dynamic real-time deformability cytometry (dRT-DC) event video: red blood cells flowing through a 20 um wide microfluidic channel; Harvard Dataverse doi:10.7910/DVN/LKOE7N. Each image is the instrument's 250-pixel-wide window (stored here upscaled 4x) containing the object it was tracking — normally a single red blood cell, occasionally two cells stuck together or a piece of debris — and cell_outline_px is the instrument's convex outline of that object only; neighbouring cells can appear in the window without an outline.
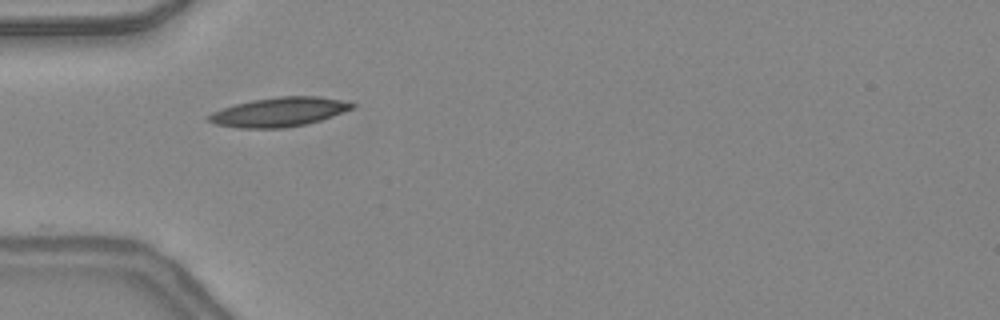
{"species": "common noctule bat (a hibernating species)", "species_latin": "Nyctalus noctula", "temperature_condition": "warm", "stored_images_in_passage": 33, "camera_frame_rate_fps": 3000, "um_per_image_px": 0.085, "animal": {"sex": "female", "body_mass_g": 24.6, "forearm_length_mm": 56.2}, "frame": {"image": 1, "passage_image": 1, "time_ms": 0.0, "image_size_px": [1000, 320], "cell_outline_px": [[356, 108], [308, 124], [284, 128], [236, 128], [216, 124], [208, 120], [208, 116], [212, 112], [220, 108], [252, 100], [280, 96], [316, 96], [340, 100], [356, 104]], "centroid_in_image_um": [23.73, 9.52], "position_along_channel_um": 61.3, "area_um2": 24.45}}
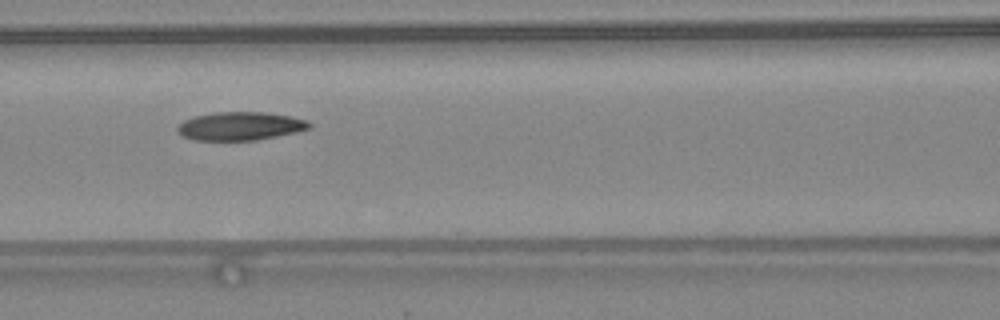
{"frame": {"image": 2, "passage_image": 7, "time_ms": 2.0, "image_size_px": [1000, 320], "cell_outline_px": [[312, 128], [296, 132], [256, 140], [192, 140], [180, 136], [176, 132], [176, 128], [184, 120], [196, 116], [216, 112], [264, 112], [292, 116], [308, 120], [312, 124]], "centroid_in_image_um": [20.42, 10.72], "position_along_channel_um": 146.2, "area_um2": 21.96}}
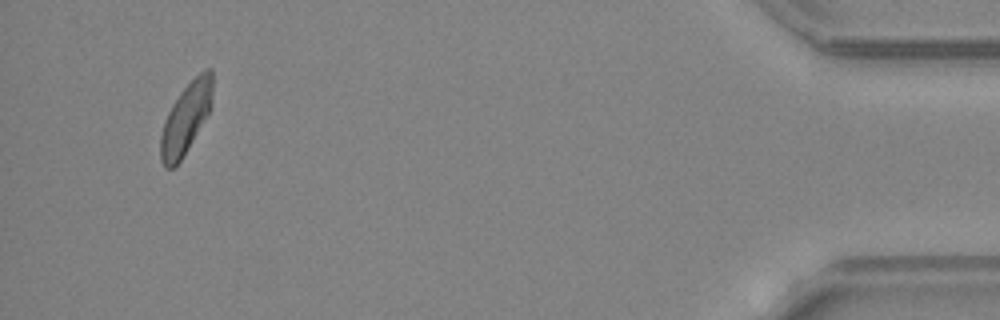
{"frame": {"image": 3, "passage_image": 31, "time_ms": 10.0, "image_size_px": [1000, 320], "cell_outline_px": [[212, 108], [180, 160], [172, 168], [164, 168], [160, 160], [160, 136], [164, 120], [172, 104], [180, 92], [204, 68], [212, 68]], "centroid_in_image_um": [15.79, 10.04], "position_along_channel_um": 419.4, "area_um2": 21.27}, "authors_computed_cell_mechanics": {"area_um2": 22.1952, "velocity_mm_per_s": 4.3668, "shape_relaxation_time_tau1_ms": 10.1829, "shape_relaxation_time_tau2_ms": 8.8893, "deformation_change_tau1": 0.2374, "deformation_change_tau2": 0.1737}}